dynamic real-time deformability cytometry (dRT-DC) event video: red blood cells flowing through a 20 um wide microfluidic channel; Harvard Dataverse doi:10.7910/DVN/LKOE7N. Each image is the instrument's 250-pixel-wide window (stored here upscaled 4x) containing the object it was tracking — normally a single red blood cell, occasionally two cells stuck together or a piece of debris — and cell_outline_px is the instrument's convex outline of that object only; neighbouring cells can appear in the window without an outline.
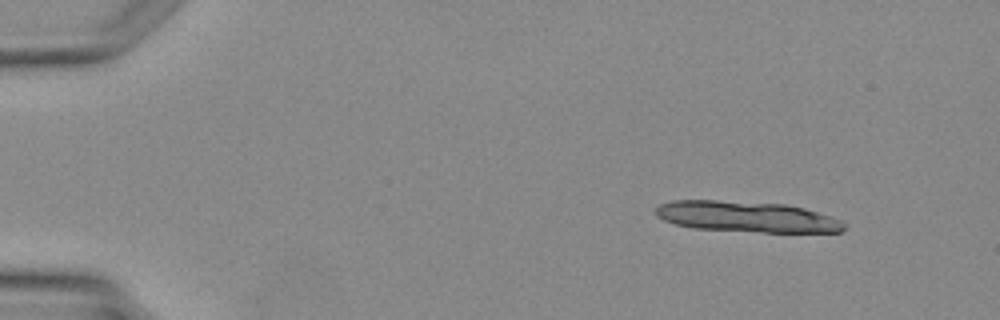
{"species": "Egyptian fruit bat (a non-hibernating species)", "species_latin": "Rousettus aegyptiacus", "temperature_condition": "warm", "stored_images_in_passage": 3, "camera_frame_rate_fps": 3000, "um_per_image_px": 0.085, "animal": {"sex": "female"}, "frame": {"image": 1, "passage_image": 1, "time_ms": 0.0, "image_size_px": [1000, 320], "cell_outline_px": [[844, 228], [840, 232], [764, 232], [692, 228], [676, 224], [664, 220], [656, 216], [656, 208], [660, 204], [672, 200], [716, 200], [784, 204], [804, 208], [840, 220], [844, 224]], "centroid_in_image_um": [63.42, 18.42], "position_along_channel_um": 21.6, "area_um2": 33.52}}
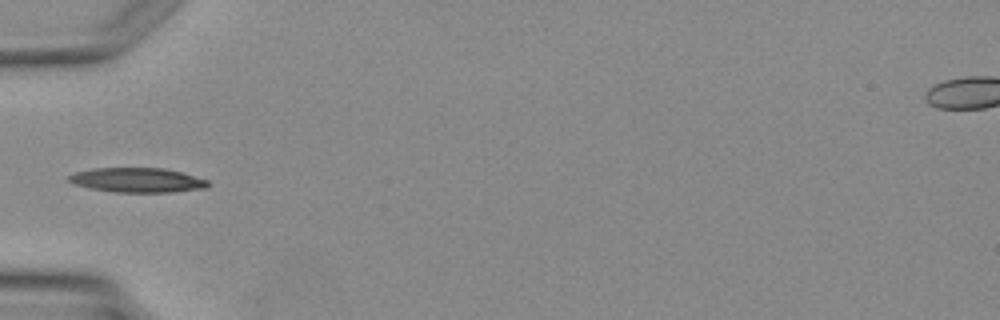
{"frame": {"image": 2, "passage_image": 3, "time_ms": 3.333, "image_size_px": [1000, 320], "cell_outline_px": [[208, 184], [204, 188], [172, 192], [116, 192], [92, 188], [72, 184], [68, 180], [68, 176], [76, 172], [92, 168], [164, 168], [180, 172], [208, 180]], "centroid_in_image_um": [11.64, 15.3], "position_along_channel_um": 73.4, "area_um2": 19.71}}